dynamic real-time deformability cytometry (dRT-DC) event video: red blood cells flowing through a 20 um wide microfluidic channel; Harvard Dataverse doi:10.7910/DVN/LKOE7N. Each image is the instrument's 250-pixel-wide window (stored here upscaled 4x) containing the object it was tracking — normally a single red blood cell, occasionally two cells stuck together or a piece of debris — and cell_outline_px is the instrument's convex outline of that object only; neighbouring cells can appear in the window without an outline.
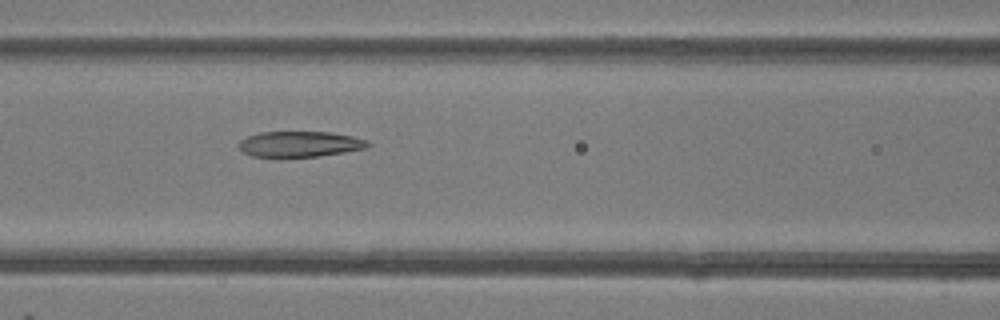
{"species": "common noctule bat (a hibernating species)", "species_latin": "Nyctalus noctula", "temperature_condition": "room temperature", "stored_images_in_passage": 34, "camera_frame_rate_fps": 3000, "um_per_image_px": 0.085, "animal": {"sex": "female"}, "frame": {"image": 1, "passage_image": 6, "time_ms": 1.667, "image_size_px": [1000, 320], "cell_outline_px": [[372, 144], [368, 148], [320, 156], [252, 156], [244, 152], [240, 148], [240, 140], [248, 136], [260, 132], [328, 132], [352, 136], [368, 140]], "centroid_in_image_um": [25.55, 12.24], "position_along_channel_um": 141.0, "area_um2": 19.07}}
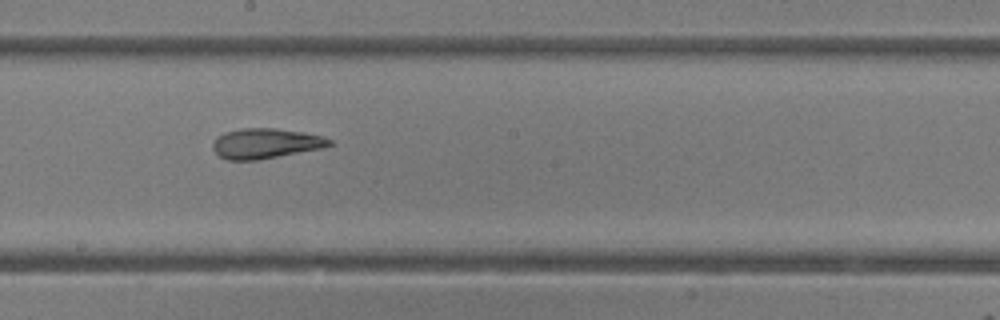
{"frame": {"image": 2, "passage_image": 12, "time_ms": 3.667, "image_size_px": [1000, 320], "cell_outline_px": [[332, 144], [320, 148], [256, 160], [228, 160], [220, 156], [212, 148], [212, 144], [224, 132], [240, 128], [276, 128], [304, 132], [320, 136], [332, 140]], "centroid_in_image_um": [22.55, 12.18], "position_along_channel_um": 225.7, "area_um2": 20.11}}
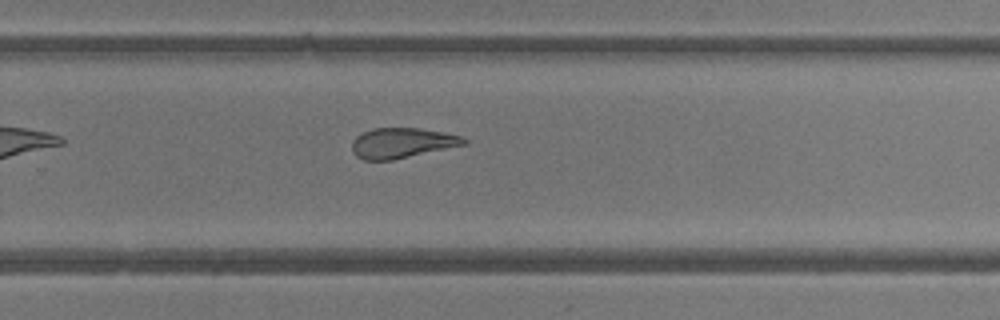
{"frame": {"image": 3, "passage_image": 17, "time_ms": 5.333, "image_size_px": [1000, 320], "cell_outline_px": [[468, 144], [392, 160], [364, 160], [356, 156], [352, 152], [352, 140], [356, 136], [372, 128], [420, 128], [444, 132], [460, 136], [468, 140]], "centroid_in_image_um": [34.17, 12.15], "position_along_channel_um": 295.6, "area_um2": 19.77}, "authors_computed_cell_mechanics": {"area_um2": 21.4149, "velocity_mm_per_s": 4.2227, "shape_relaxation_time_tau1_ms": 10.7412, "shape_relaxation_time_tau2_ms": 3.1466, "deformation_change_tau1": 0.2529, "deformation_change_tau2": 0.1137}}